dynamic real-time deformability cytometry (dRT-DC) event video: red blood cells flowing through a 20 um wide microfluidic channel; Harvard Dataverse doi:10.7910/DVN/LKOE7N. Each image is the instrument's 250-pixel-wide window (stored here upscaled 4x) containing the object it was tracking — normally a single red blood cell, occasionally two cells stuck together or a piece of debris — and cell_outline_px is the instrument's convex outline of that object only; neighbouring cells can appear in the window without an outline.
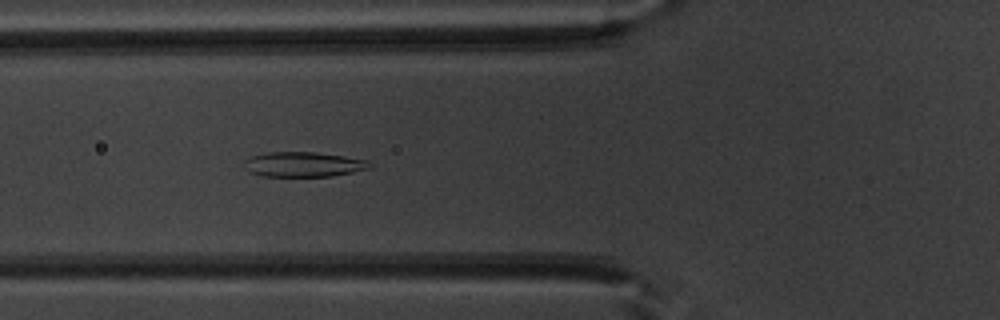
{"species": "common noctule bat (a hibernating species)", "species_latin": "Nyctalus noctula", "temperature_condition": "warm", "stored_images_in_passage": 51, "camera_frame_rate_fps": 3000, "um_per_image_px": 0.085, "animal": {"sex": "male", "body_mass_g": 20.1, "forearm_length_mm": 53.5}, "frame": {"image": 1, "passage_image": 19, "time_ms": 6.0, "image_size_px": [1000, 320], "cell_outline_px": [[372, 168], [332, 176], [260, 176], [248, 172], [244, 168], [244, 160], [252, 156], [268, 152], [312, 152], [344, 156], [368, 160], [372, 164]], "centroid_in_image_um": [25.78, 13.98], "position_along_channel_um": 100.0, "area_um2": 18.32}}
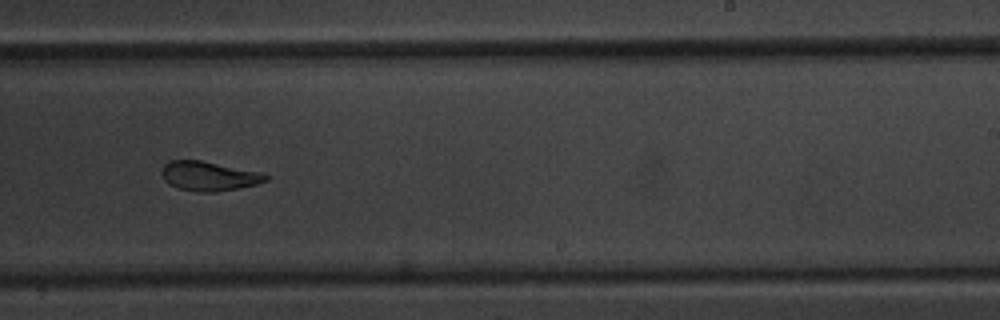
{"frame": {"image": 2, "passage_image": 32, "time_ms": 10.333, "image_size_px": [1000, 320], "cell_outline_px": [[268, 180], [256, 184], [216, 192], [200, 192], [176, 188], [168, 184], [164, 180], [160, 172], [164, 164], [168, 160], [200, 160], [264, 172], [268, 176]], "centroid_in_image_um": [17.73, 14.96], "position_along_channel_um": 271.3, "area_um2": 18.03}}
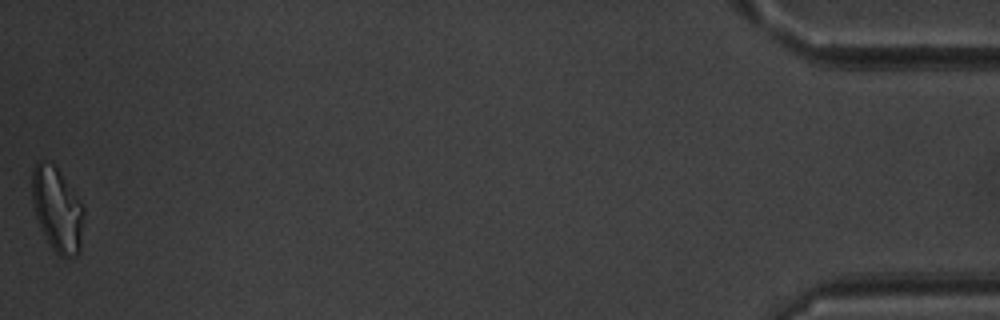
{"frame": {"image": 3, "passage_image": 51, "time_ms": 16.667, "image_size_px": [1000, 320], "cell_outline_px": [[84, 216], [80, 252], [76, 256], [68, 260], [60, 256], [52, 248], [36, 216], [32, 200], [32, 172], [36, 160], [44, 160], [52, 164], [56, 168], [84, 204]], "centroid_in_image_um": [4.89, 17.82], "position_along_channel_um": 430.3, "area_um2": 25.49}, "authors_computed_cell_mechanics": {"area_um2": 19.9988, "velocity_mm_per_s": 3.9504, "shape_relaxation_time_tau1_ms": 5.2693, "shape_relaxation_time_tau2_ms": 2.3549, "deformation_change_tau1": 0.168, "deformation_change_tau2": 0.0706}}